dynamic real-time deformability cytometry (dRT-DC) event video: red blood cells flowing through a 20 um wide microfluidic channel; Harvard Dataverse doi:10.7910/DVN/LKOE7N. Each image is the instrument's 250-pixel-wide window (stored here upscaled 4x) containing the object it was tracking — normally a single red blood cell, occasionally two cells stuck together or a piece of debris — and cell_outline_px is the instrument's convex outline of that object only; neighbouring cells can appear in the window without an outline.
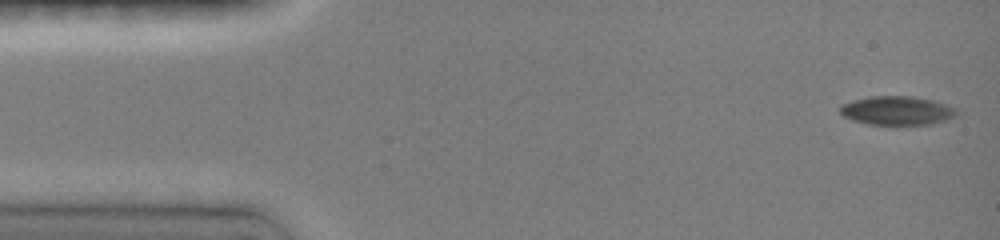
{"species": "common noctule bat (a hibernating species)", "species_latin": "Nyctalus noctula", "temperature_condition": "room temperature", "stored_images_in_passage": 21, "camera_frame_rate_fps": 3000, "um_per_image_px": 0.085, "animal": {"sex": "female", "body_mass_g": 19.0, "forearm_length_mm": 51.5}, "frame": {"image": 1, "passage_image": 1, "time_ms": 0.0, "image_size_px": [1000, 240], "cell_outline_px": [[956, 116], [944, 120], [928, 124], [868, 124], [852, 120], [844, 116], [836, 108], [840, 104], [852, 100], [868, 96], [912, 96], [932, 100], [956, 108]], "centroid_in_image_um": [76.16, 9.38], "position_along_channel_um": 8.8, "area_um2": 19.54}}
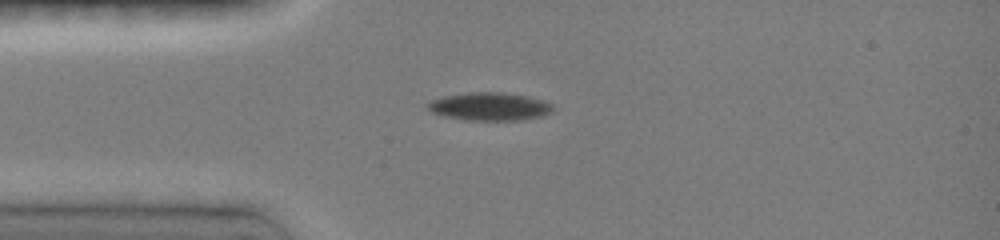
{"frame": {"image": 2, "passage_image": 11, "time_ms": 3.333, "image_size_px": [1000, 240], "cell_outline_px": [[552, 112], [544, 116], [520, 120], [464, 120], [444, 116], [432, 112], [424, 104], [432, 100], [444, 96], [468, 92], [504, 92], [528, 96], [544, 100], [552, 104]], "centroid_in_image_um": [41.63, 9.05], "position_along_channel_um": 43.4, "area_um2": 20.63}}
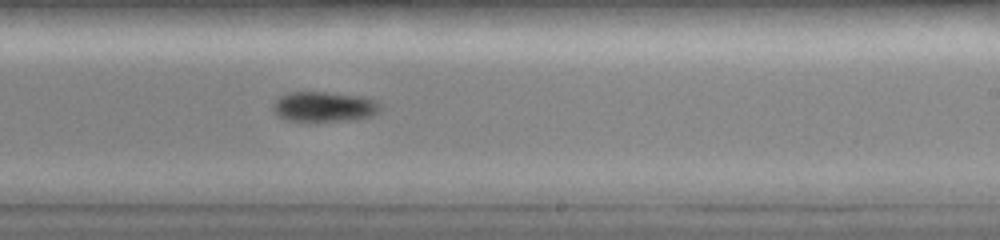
{"frame": {"image": 3, "passage_image": 21, "time_ms": 9.0, "image_size_px": [1000, 240], "cell_outline_px": [[380, 112], [372, 116], [356, 120], [288, 120], [280, 116], [272, 108], [272, 104], [280, 96], [288, 92], [324, 92], [364, 96], [376, 100], [380, 104]], "centroid_in_image_um": [27.61, 9.05], "position_along_channel_um": 261.4, "area_um2": 18.73}}